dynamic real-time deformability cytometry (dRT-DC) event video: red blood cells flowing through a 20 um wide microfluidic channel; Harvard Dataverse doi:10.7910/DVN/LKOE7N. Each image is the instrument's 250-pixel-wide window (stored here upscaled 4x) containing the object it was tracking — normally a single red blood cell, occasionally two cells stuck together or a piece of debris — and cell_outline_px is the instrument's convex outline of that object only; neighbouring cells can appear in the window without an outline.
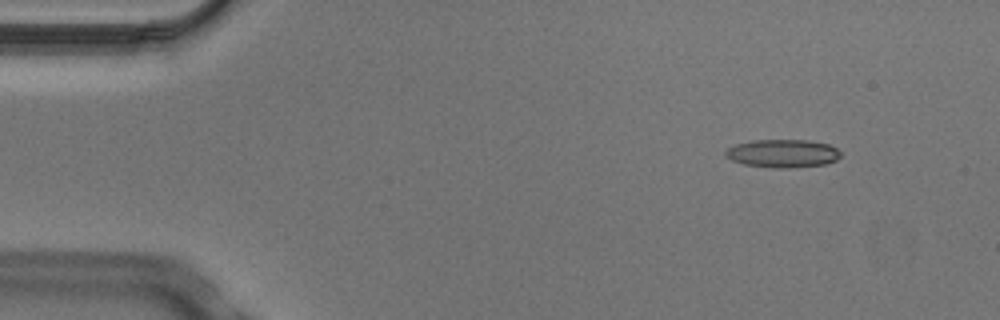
{"species": "Egyptian fruit bat (a non-hibernating species)", "species_latin": "Rousettus aegyptiacus", "temperature_condition": "cold", "stored_images_in_passage": 6, "camera_frame_rate_fps": 3000, "um_per_image_px": 0.085, "animal": {"sex": "male"}, "frame": {"image": 1, "passage_image": 1, "time_ms": 0.0, "image_size_px": [1000, 320], "cell_outline_px": [[840, 156], [836, 160], [824, 164], [788, 168], [772, 168], [744, 164], [732, 160], [724, 156], [724, 152], [728, 148], [736, 144], [752, 140], [808, 140], [828, 144], [836, 148], [840, 152]], "centroid_in_image_um": [66.5, 13.04], "position_along_channel_um": 18.5, "area_um2": 18.84}}
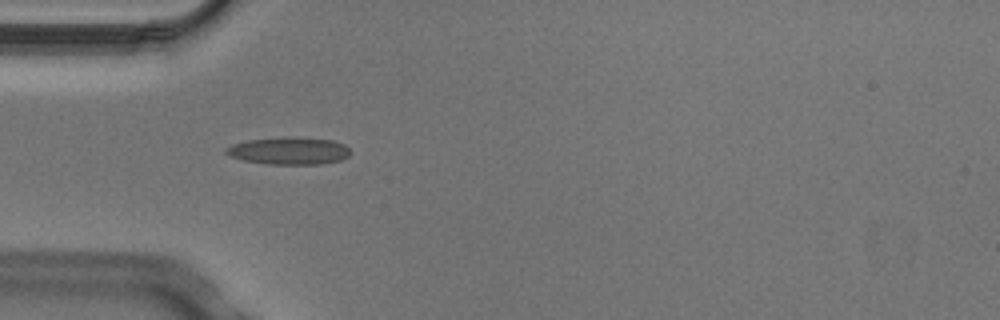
{"frame": {"image": 2, "passage_image": 4, "time_ms": 1.0, "image_size_px": [1000, 320], "cell_outline_px": [[352, 152], [348, 156], [340, 160], [320, 164], [268, 164], [244, 160], [232, 156], [224, 152], [224, 148], [232, 144], [248, 140], [332, 140], [344, 144]], "centroid_in_image_um": [24.57, 12.88], "position_along_channel_um": 60.4, "area_um2": 18.61}}
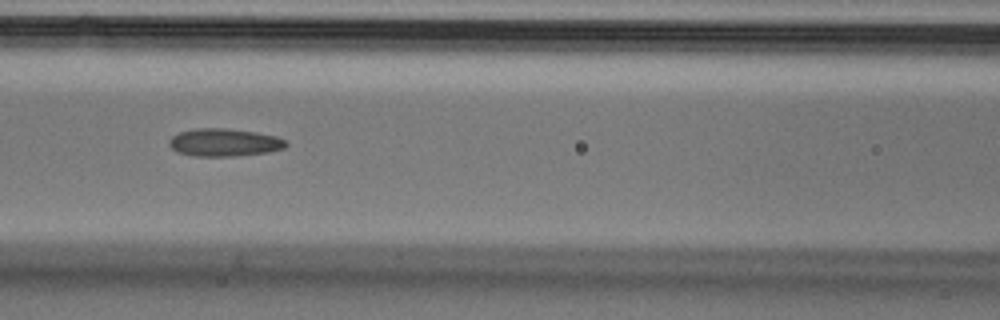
{"frame": {"image": 3, "passage_image": 6, "time_ms": 1.667, "image_size_px": [1000, 320], "cell_outline_px": [[288, 144], [284, 148], [268, 152], [232, 156], [192, 156], [176, 152], [168, 144], [168, 140], [172, 136], [180, 132], [196, 128], [224, 128], [256, 132], [276, 136], [284, 140]], "centroid_in_image_um": [19.02, 12.11], "position_along_channel_um": 147.6, "area_um2": 18.9}}